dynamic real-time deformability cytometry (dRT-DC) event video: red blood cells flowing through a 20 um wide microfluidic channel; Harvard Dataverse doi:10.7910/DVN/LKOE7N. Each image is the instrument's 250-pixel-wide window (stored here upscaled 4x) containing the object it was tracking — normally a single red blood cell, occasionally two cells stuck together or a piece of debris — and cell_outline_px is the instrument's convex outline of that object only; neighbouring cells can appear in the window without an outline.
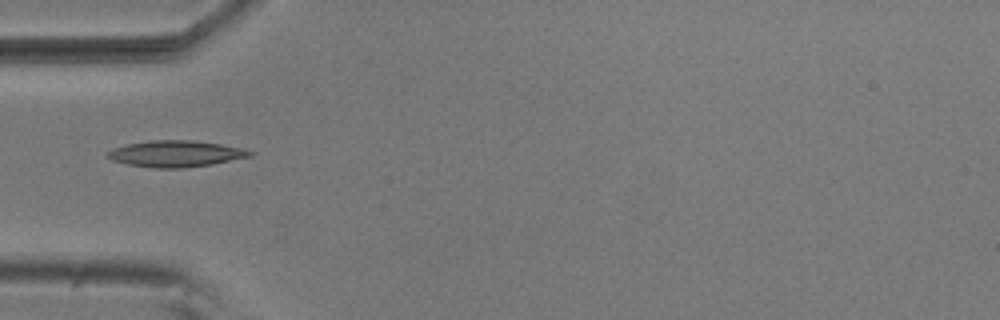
{"species": "common noctule bat (a hibernating species)", "species_latin": "Nyctalus noctula", "temperature_condition": "room temperature", "stored_images_in_passage": 5, "camera_frame_rate_fps": 3000, "um_per_image_px": 0.085, "animal": {"sex": "male", "body_mass_g": 20.5, "forearm_length_mm": 52.5}, "frame": {"image": 1, "passage_image": 5, "time_ms": 1.333, "image_size_px": [1000, 320], "cell_outline_px": [[256, 152], [252, 156], [212, 164], [184, 168], [156, 168], [128, 164], [112, 160], [108, 156], [108, 152], [112, 148], [128, 144], [148, 140], [192, 140], [220, 144], [240, 148]], "centroid_in_image_um": [14.96, 13.06], "position_along_channel_um": 70.0, "area_um2": 21.73}}